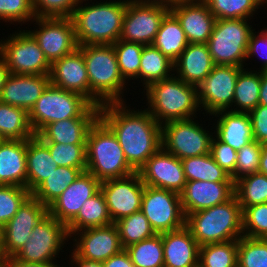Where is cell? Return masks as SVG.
<instances>
[{
  "label": "cell",
  "mask_w": 267,
  "mask_h": 267,
  "mask_svg": "<svg viewBox=\"0 0 267 267\" xmlns=\"http://www.w3.org/2000/svg\"><path fill=\"white\" fill-rule=\"evenodd\" d=\"M99 118L116 135L128 164L136 172L162 147L161 125L146 109L135 111L124 102L107 103L100 107Z\"/></svg>",
  "instance_id": "cell-1"
},
{
  "label": "cell",
  "mask_w": 267,
  "mask_h": 267,
  "mask_svg": "<svg viewBox=\"0 0 267 267\" xmlns=\"http://www.w3.org/2000/svg\"><path fill=\"white\" fill-rule=\"evenodd\" d=\"M78 5L71 16L78 46L112 45L119 40L127 0Z\"/></svg>",
  "instance_id": "cell-2"
},
{
  "label": "cell",
  "mask_w": 267,
  "mask_h": 267,
  "mask_svg": "<svg viewBox=\"0 0 267 267\" xmlns=\"http://www.w3.org/2000/svg\"><path fill=\"white\" fill-rule=\"evenodd\" d=\"M90 86V103L101 107L107 103L124 102L121 94L126 81L120 74L113 45H82Z\"/></svg>",
  "instance_id": "cell-3"
},
{
  "label": "cell",
  "mask_w": 267,
  "mask_h": 267,
  "mask_svg": "<svg viewBox=\"0 0 267 267\" xmlns=\"http://www.w3.org/2000/svg\"><path fill=\"white\" fill-rule=\"evenodd\" d=\"M86 171L100 182L136 172L128 164L116 135L100 118L86 137Z\"/></svg>",
  "instance_id": "cell-4"
},
{
  "label": "cell",
  "mask_w": 267,
  "mask_h": 267,
  "mask_svg": "<svg viewBox=\"0 0 267 267\" xmlns=\"http://www.w3.org/2000/svg\"><path fill=\"white\" fill-rule=\"evenodd\" d=\"M146 90V110L163 125L170 121L193 118L198 111L197 86L174 76L150 84Z\"/></svg>",
  "instance_id": "cell-5"
},
{
  "label": "cell",
  "mask_w": 267,
  "mask_h": 267,
  "mask_svg": "<svg viewBox=\"0 0 267 267\" xmlns=\"http://www.w3.org/2000/svg\"><path fill=\"white\" fill-rule=\"evenodd\" d=\"M185 226L199 246L238 240L243 236L242 208L234 195L225 203L188 214Z\"/></svg>",
  "instance_id": "cell-6"
},
{
  "label": "cell",
  "mask_w": 267,
  "mask_h": 267,
  "mask_svg": "<svg viewBox=\"0 0 267 267\" xmlns=\"http://www.w3.org/2000/svg\"><path fill=\"white\" fill-rule=\"evenodd\" d=\"M100 107L82 95L66 91L51 83L29 111V122L35 135L46 125L76 117H99Z\"/></svg>",
  "instance_id": "cell-7"
},
{
  "label": "cell",
  "mask_w": 267,
  "mask_h": 267,
  "mask_svg": "<svg viewBox=\"0 0 267 267\" xmlns=\"http://www.w3.org/2000/svg\"><path fill=\"white\" fill-rule=\"evenodd\" d=\"M248 21L249 19H216L206 43L215 65L244 68L248 43L254 32Z\"/></svg>",
  "instance_id": "cell-8"
},
{
  "label": "cell",
  "mask_w": 267,
  "mask_h": 267,
  "mask_svg": "<svg viewBox=\"0 0 267 267\" xmlns=\"http://www.w3.org/2000/svg\"><path fill=\"white\" fill-rule=\"evenodd\" d=\"M6 39L0 41V56L5 61L9 73L50 74L51 63L27 30L17 31Z\"/></svg>",
  "instance_id": "cell-9"
},
{
  "label": "cell",
  "mask_w": 267,
  "mask_h": 267,
  "mask_svg": "<svg viewBox=\"0 0 267 267\" xmlns=\"http://www.w3.org/2000/svg\"><path fill=\"white\" fill-rule=\"evenodd\" d=\"M70 238L66 225L47 214L38 222L23 247L13 256L21 262L53 263ZM56 257V258H55Z\"/></svg>",
  "instance_id": "cell-10"
},
{
  "label": "cell",
  "mask_w": 267,
  "mask_h": 267,
  "mask_svg": "<svg viewBox=\"0 0 267 267\" xmlns=\"http://www.w3.org/2000/svg\"><path fill=\"white\" fill-rule=\"evenodd\" d=\"M193 120H176L161 125L162 148L180 160L210 153L214 133L206 132Z\"/></svg>",
  "instance_id": "cell-11"
},
{
  "label": "cell",
  "mask_w": 267,
  "mask_h": 267,
  "mask_svg": "<svg viewBox=\"0 0 267 267\" xmlns=\"http://www.w3.org/2000/svg\"><path fill=\"white\" fill-rule=\"evenodd\" d=\"M141 211L156 234L175 231L185 226L180 194L145 185Z\"/></svg>",
  "instance_id": "cell-12"
},
{
  "label": "cell",
  "mask_w": 267,
  "mask_h": 267,
  "mask_svg": "<svg viewBox=\"0 0 267 267\" xmlns=\"http://www.w3.org/2000/svg\"><path fill=\"white\" fill-rule=\"evenodd\" d=\"M243 67L215 65L210 74L197 86V100L209 115L233 107L235 84ZM201 105V106H200Z\"/></svg>",
  "instance_id": "cell-13"
},
{
  "label": "cell",
  "mask_w": 267,
  "mask_h": 267,
  "mask_svg": "<svg viewBox=\"0 0 267 267\" xmlns=\"http://www.w3.org/2000/svg\"><path fill=\"white\" fill-rule=\"evenodd\" d=\"M34 20L39 30L27 31L35 38L51 64L78 48L71 17H36Z\"/></svg>",
  "instance_id": "cell-14"
},
{
  "label": "cell",
  "mask_w": 267,
  "mask_h": 267,
  "mask_svg": "<svg viewBox=\"0 0 267 267\" xmlns=\"http://www.w3.org/2000/svg\"><path fill=\"white\" fill-rule=\"evenodd\" d=\"M170 8L158 4H142L127 0L120 38L126 42L152 45L161 21Z\"/></svg>",
  "instance_id": "cell-15"
},
{
  "label": "cell",
  "mask_w": 267,
  "mask_h": 267,
  "mask_svg": "<svg viewBox=\"0 0 267 267\" xmlns=\"http://www.w3.org/2000/svg\"><path fill=\"white\" fill-rule=\"evenodd\" d=\"M144 186L138 172L101 182L100 190L113 223L141 210Z\"/></svg>",
  "instance_id": "cell-16"
},
{
  "label": "cell",
  "mask_w": 267,
  "mask_h": 267,
  "mask_svg": "<svg viewBox=\"0 0 267 267\" xmlns=\"http://www.w3.org/2000/svg\"><path fill=\"white\" fill-rule=\"evenodd\" d=\"M47 214L48 207L30 196L2 228V256L13 257L28 241L34 226Z\"/></svg>",
  "instance_id": "cell-17"
},
{
  "label": "cell",
  "mask_w": 267,
  "mask_h": 267,
  "mask_svg": "<svg viewBox=\"0 0 267 267\" xmlns=\"http://www.w3.org/2000/svg\"><path fill=\"white\" fill-rule=\"evenodd\" d=\"M138 173L145 185L179 194L187 182L181 160L162 147L145 162Z\"/></svg>",
  "instance_id": "cell-18"
},
{
  "label": "cell",
  "mask_w": 267,
  "mask_h": 267,
  "mask_svg": "<svg viewBox=\"0 0 267 267\" xmlns=\"http://www.w3.org/2000/svg\"><path fill=\"white\" fill-rule=\"evenodd\" d=\"M73 235L78 236L73 239L76 242L73 250L87 260L103 263L124 249L115 223L84 229Z\"/></svg>",
  "instance_id": "cell-19"
},
{
  "label": "cell",
  "mask_w": 267,
  "mask_h": 267,
  "mask_svg": "<svg viewBox=\"0 0 267 267\" xmlns=\"http://www.w3.org/2000/svg\"><path fill=\"white\" fill-rule=\"evenodd\" d=\"M101 182L84 171L49 206L48 214L67 225L79 212L83 203L100 190Z\"/></svg>",
  "instance_id": "cell-20"
},
{
  "label": "cell",
  "mask_w": 267,
  "mask_h": 267,
  "mask_svg": "<svg viewBox=\"0 0 267 267\" xmlns=\"http://www.w3.org/2000/svg\"><path fill=\"white\" fill-rule=\"evenodd\" d=\"M170 11L179 20L189 43H207L216 17L202 0H178Z\"/></svg>",
  "instance_id": "cell-21"
},
{
  "label": "cell",
  "mask_w": 267,
  "mask_h": 267,
  "mask_svg": "<svg viewBox=\"0 0 267 267\" xmlns=\"http://www.w3.org/2000/svg\"><path fill=\"white\" fill-rule=\"evenodd\" d=\"M234 196V182L187 181L180 193L185 217L227 202Z\"/></svg>",
  "instance_id": "cell-22"
},
{
  "label": "cell",
  "mask_w": 267,
  "mask_h": 267,
  "mask_svg": "<svg viewBox=\"0 0 267 267\" xmlns=\"http://www.w3.org/2000/svg\"><path fill=\"white\" fill-rule=\"evenodd\" d=\"M50 83L82 95L90 102V86L83 53L77 48L51 64Z\"/></svg>",
  "instance_id": "cell-23"
},
{
  "label": "cell",
  "mask_w": 267,
  "mask_h": 267,
  "mask_svg": "<svg viewBox=\"0 0 267 267\" xmlns=\"http://www.w3.org/2000/svg\"><path fill=\"white\" fill-rule=\"evenodd\" d=\"M49 83V74L10 73L1 89L0 102L22 108L29 113Z\"/></svg>",
  "instance_id": "cell-24"
},
{
  "label": "cell",
  "mask_w": 267,
  "mask_h": 267,
  "mask_svg": "<svg viewBox=\"0 0 267 267\" xmlns=\"http://www.w3.org/2000/svg\"><path fill=\"white\" fill-rule=\"evenodd\" d=\"M164 267H198L199 244L184 226L162 233Z\"/></svg>",
  "instance_id": "cell-25"
},
{
  "label": "cell",
  "mask_w": 267,
  "mask_h": 267,
  "mask_svg": "<svg viewBox=\"0 0 267 267\" xmlns=\"http://www.w3.org/2000/svg\"><path fill=\"white\" fill-rule=\"evenodd\" d=\"M27 140H0V185L27 188Z\"/></svg>",
  "instance_id": "cell-26"
},
{
  "label": "cell",
  "mask_w": 267,
  "mask_h": 267,
  "mask_svg": "<svg viewBox=\"0 0 267 267\" xmlns=\"http://www.w3.org/2000/svg\"><path fill=\"white\" fill-rule=\"evenodd\" d=\"M215 66L206 44L189 43L174 62L177 76L185 83L198 86Z\"/></svg>",
  "instance_id": "cell-27"
},
{
  "label": "cell",
  "mask_w": 267,
  "mask_h": 267,
  "mask_svg": "<svg viewBox=\"0 0 267 267\" xmlns=\"http://www.w3.org/2000/svg\"><path fill=\"white\" fill-rule=\"evenodd\" d=\"M213 116H220L216 127L214 126V136L234 150L238 151L254 140L249 113L224 110L214 113Z\"/></svg>",
  "instance_id": "cell-28"
},
{
  "label": "cell",
  "mask_w": 267,
  "mask_h": 267,
  "mask_svg": "<svg viewBox=\"0 0 267 267\" xmlns=\"http://www.w3.org/2000/svg\"><path fill=\"white\" fill-rule=\"evenodd\" d=\"M99 117H76L46 125L36 136L43 143L86 144L90 127Z\"/></svg>",
  "instance_id": "cell-29"
},
{
  "label": "cell",
  "mask_w": 267,
  "mask_h": 267,
  "mask_svg": "<svg viewBox=\"0 0 267 267\" xmlns=\"http://www.w3.org/2000/svg\"><path fill=\"white\" fill-rule=\"evenodd\" d=\"M27 189L32 193L58 167L48 147L35 135L27 139Z\"/></svg>",
  "instance_id": "cell-30"
},
{
  "label": "cell",
  "mask_w": 267,
  "mask_h": 267,
  "mask_svg": "<svg viewBox=\"0 0 267 267\" xmlns=\"http://www.w3.org/2000/svg\"><path fill=\"white\" fill-rule=\"evenodd\" d=\"M104 194L99 190L87 199L78 214L66 225L68 235L74 238L75 232L112 224Z\"/></svg>",
  "instance_id": "cell-31"
},
{
  "label": "cell",
  "mask_w": 267,
  "mask_h": 267,
  "mask_svg": "<svg viewBox=\"0 0 267 267\" xmlns=\"http://www.w3.org/2000/svg\"><path fill=\"white\" fill-rule=\"evenodd\" d=\"M188 44L179 20L169 11L161 21L152 45L175 62Z\"/></svg>",
  "instance_id": "cell-32"
},
{
  "label": "cell",
  "mask_w": 267,
  "mask_h": 267,
  "mask_svg": "<svg viewBox=\"0 0 267 267\" xmlns=\"http://www.w3.org/2000/svg\"><path fill=\"white\" fill-rule=\"evenodd\" d=\"M34 136L28 112L0 102V140H27Z\"/></svg>",
  "instance_id": "cell-33"
},
{
  "label": "cell",
  "mask_w": 267,
  "mask_h": 267,
  "mask_svg": "<svg viewBox=\"0 0 267 267\" xmlns=\"http://www.w3.org/2000/svg\"><path fill=\"white\" fill-rule=\"evenodd\" d=\"M174 62L165 56L153 45H144L141 54L139 73L136 79L143 80V86L147 88L150 84L167 79L174 74ZM171 74V75H170Z\"/></svg>",
  "instance_id": "cell-34"
},
{
  "label": "cell",
  "mask_w": 267,
  "mask_h": 267,
  "mask_svg": "<svg viewBox=\"0 0 267 267\" xmlns=\"http://www.w3.org/2000/svg\"><path fill=\"white\" fill-rule=\"evenodd\" d=\"M244 69L240 70L235 84L233 106L236 108L233 107L229 110L249 113L259 105L261 71L250 70L248 72L247 69Z\"/></svg>",
  "instance_id": "cell-35"
},
{
  "label": "cell",
  "mask_w": 267,
  "mask_h": 267,
  "mask_svg": "<svg viewBox=\"0 0 267 267\" xmlns=\"http://www.w3.org/2000/svg\"><path fill=\"white\" fill-rule=\"evenodd\" d=\"M83 171L72 167H57L32 193L31 196L49 206L73 183Z\"/></svg>",
  "instance_id": "cell-36"
},
{
  "label": "cell",
  "mask_w": 267,
  "mask_h": 267,
  "mask_svg": "<svg viewBox=\"0 0 267 267\" xmlns=\"http://www.w3.org/2000/svg\"><path fill=\"white\" fill-rule=\"evenodd\" d=\"M187 181L234 182L210 153L181 160Z\"/></svg>",
  "instance_id": "cell-37"
},
{
  "label": "cell",
  "mask_w": 267,
  "mask_h": 267,
  "mask_svg": "<svg viewBox=\"0 0 267 267\" xmlns=\"http://www.w3.org/2000/svg\"><path fill=\"white\" fill-rule=\"evenodd\" d=\"M234 195L242 208L267 203V175L256 172L234 182Z\"/></svg>",
  "instance_id": "cell-38"
},
{
  "label": "cell",
  "mask_w": 267,
  "mask_h": 267,
  "mask_svg": "<svg viewBox=\"0 0 267 267\" xmlns=\"http://www.w3.org/2000/svg\"><path fill=\"white\" fill-rule=\"evenodd\" d=\"M135 267H164L162 233L124 248Z\"/></svg>",
  "instance_id": "cell-39"
},
{
  "label": "cell",
  "mask_w": 267,
  "mask_h": 267,
  "mask_svg": "<svg viewBox=\"0 0 267 267\" xmlns=\"http://www.w3.org/2000/svg\"><path fill=\"white\" fill-rule=\"evenodd\" d=\"M238 240L199 247L198 267H237Z\"/></svg>",
  "instance_id": "cell-40"
},
{
  "label": "cell",
  "mask_w": 267,
  "mask_h": 267,
  "mask_svg": "<svg viewBox=\"0 0 267 267\" xmlns=\"http://www.w3.org/2000/svg\"><path fill=\"white\" fill-rule=\"evenodd\" d=\"M123 248L153 237L156 233L143 212L137 211L115 222Z\"/></svg>",
  "instance_id": "cell-41"
},
{
  "label": "cell",
  "mask_w": 267,
  "mask_h": 267,
  "mask_svg": "<svg viewBox=\"0 0 267 267\" xmlns=\"http://www.w3.org/2000/svg\"><path fill=\"white\" fill-rule=\"evenodd\" d=\"M216 19H249L262 0H202Z\"/></svg>",
  "instance_id": "cell-42"
},
{
  "label": "cell",
  "mask_w": 267,
  "mask_h": 267,
  "mask_svg": "<svg viewBox=\"0 0 267 267\" xmlns=\"http://www.w3.org/2000/svg\"><path fill=\"white\" fill-rule=\"evenodd\" d=\"M112 45L117 56L121 76L125 81L131 78L134 80L139 73L144 45L141 43L126 42L121 39Z\"/></svg>",
  "instance_id": "cell-43"
},
{
  "label": "cell",
  "mask_w": 267,
  "mask_h": 267,
  "mask_svg": "<svg viewBox=\"0 0 267 267\" xmlns=\"http://www.w3.org/2000/svg\"><path fill=\"white\" fill-rule=\"evenodd\" d=\"M237 267H267V239L240 237Z\"/></svg>",
  "instance_id": "cell-44"
},
{
  "label": "cell",
  "mask_w": 267,
  "mask_h": 267,
  "mask_svg": "<svg viewBox=\"0 0 267 267\" xmlns=\"http://www.w3.org/2000/svg\"><path fill=\"white\" fill-rule=\"evenodd\" d=\"M44 144L58 167H72L86 171V144Z\"/></svg>",
  "instance_id": "cell-45"
},
{
  "label": "cell",
  "mask_w": 267,
  "mask_h": 267,
  "mask_svg": "<svg viewBox=\"0 0 267 267\" xmlns=\"http://www.w3.org/2000/svg\"><path fill=\"white\" fill-rule=\"evenodd\" d=\"M30 196L25 187L0 185V225L4 226Z\"/></svg>",
  "instance_id": "cell-46"
},
{
  "label": "cell",
  "mask_w": 267,
  "mask_h": 267,
  "mask_svg": "<svg viewBox=\"0 0 267 267\" xmlns=\"http://www.w3.org/2000/svg\"><path fill=\"white\" fill-rule=\"evenodd\" d=\"M243 235L267 239V203L255 204L242 210Z\"/></svg>",
  "instance_id": "cell-47"
},
{
  "label": "cell",
  "mask_w": 267,
  "mask_h": 267,
  "mask_svg": "<svg viewBox=\"0 0 267 267\" xmlns=\"http://www.w3.org/2000/svg\"><path fill=\"white\" fill-rule=\"evenodd\" d=\"M261 153L262 144L255 140L237 151L236 180L243 176L258 172Z\"/></svg>",
  "instance_id": "cell-48"
},
{
  "label": "cell",
  "mask_w": 267,
  "mask_h": 267,
  "mask_svg": "<svg viewBox=\"0 0 267 267\" xmlns=\"http://www.w3.org/2000/svg\"><path fill=\"white\" fill-rule=\"evenodd\" d=\"M35 18L33 0H0V20L12 24L34 21Z\"/></svg>",
  "instance_id": "cell-49"
},
{
  "label": "cell",
  "mask_w": 267,
  "mask_h": 267,
  "mask_svg": "<svg viewBox=\"0 0 267 267\" xmlns=\"http://www.w3.org/2000/svg\"><path fill=\"white\" fill-rule=\"evenodd\" d=\"M79 0H33L36 17H71Z\"/></svg>",
  "instance_id": "cell-50"
},
{
  "label": "cell",
  "mask_w": 267,
  "mask_h": 267,
  "mask_svg": "<svg viewBox=\"0 0 267 267\" xmlns=\"http://www.w3.org/2000/svg\"><path fill=\"white\" fill-rule=\"evenodd\" d=\"M210 155L215 162L223 168L227 174L236 181L237 151L228 144L221 142L216 136L212 137L210 144Z\"/></svg>",
  "instance_id": "cell-51"
},
{
  "label": "cell",
  "mask_w": 267,
  "mask_h": 267,
  "mask_svg": "<svg viewBox=\"0 0 267 267\" xmlns=\"http://www.w3.org/2000/svg\"><path fill=\"white\" fill-rule=\"evenodd\" d=\"M249 115L254 140L260 144L267 143V106L258 105Z\"/></svg>",
  "instance_id": "cell-52"
},
{
  "label": "cell",
  "mask_w": 267,
  "mask_h": 267,
  "mask_svg": "<svg viewBox=\"0 0 267 267\" xmlns=\"http://www.w3.org/2000/svg\"><path fill=\"white\" fill-rule=\"evenodd\" d=\"M260 34V35H259ZM255 34L254 32L250 36L248 43L246 60L252 56H260L263 60L260 71H267V28Z\"/></svg>",
  "instance_id": "cell-53"
},
{
  "label": "cell",
  "mask_w": 267,
  "mask_h": 267,
  "mask_svg": "<svg viewBox=\"0 0 267 267\" xmlns=\"http://www.w3.org/2000/svg\"><path fill=\"white\" fill-rule=\"evenodd\" d=\"M102 265L103 267H135L125 249L120 253L111 256L104 261Z\"/></svg>",
  "instance_id": "cell-54"
},
{
  "label": "cell",
  "mask_w": 267,
  "mask_h": 267,
  "mask_svg": "<svg viewBox=\"0 0 267 267\" xmlns=\"http://www.w3.org/2000/svg\"><path fill=\"white\" fill-rule=\"evenodd\" d=\"M0 267H60L53 263H27L21 262L14 257H3Z\"/></svg>",
  "instance_id": "cell-55"
},
{
  "label": "cell",
  "mask_w": 267,
  "mask_h": 267,
  "mask_svg": "<svg viewBox=\"0 0 267 267\" xmlns=\"http://www.w3.org/2000/svg\"><path fill=\"white\" fill-rule=\"evenodd\" d=\"M73 252H71V263H74L75 265H77L78 267H103L102 262H96L93 260H87L84 259L82 257H80L74 250H72ZM75 266V267H77Z\"/></svg>",
  "instance_id": "cell-56"
},
{
  "label": "cell",
  "mask_w": 267,
  "mask_h": 267,
  "mask_svg": "<svg viewBox=\"0 0 267 267\" xmlns=\"http://www.w3.org/2000/svg\"><path fill=\"white\" fill-rule=\"evenodd\" d=\"M259 105L267 106V71H261Z\"/></svg>",
  "instance_id": "cell-57"
},
{
  "label": "cell",
  "mask_w": 267,
  "mask_h": 267,
  "mask_svg": "<svg viewBox=\"0 0 267 267\" xmlns=\"http://www.w3.org/2000/svg\"><path fill=\"white\" fill-rule=\"evenodd\" d=\"M258 172L267 175V143L262 144V153Z\"/></svg>",
  "instance_id": "cell-58"
},
{
  "label": "cell",
  "mask_w": 267,
  "mask_h": 267,
  "mask_svg": "<svg viewBox=\"0 0 267 267\" xmlns=\"http://www.w3.org/2000/svg\"><path fill=\"white\" fill-rule=\"evenodd\" d=\"M128 1L142 3V4H158V5H164L170 8L178 0H128Z\"/></svg>",
  "instance_id": "cell-59"
},
{
  "label": "cell",
  "mask_w": 267,
  "mask_h": 267,
  "mask_svg": "<svg viewBox=\"0 0 267 267\" xmlns=\"http://www.w3.org/2000/svg\"><path fill=\"white\" fill-rule=\"evenodd\" d=\"M9 74L10 73L7 69L6 63L2 59V57L0 56V92H1V89L3 88L5 81H6Z\"/></svg>",
  "instance_id": "cell-60"
},
{
  "label": "cell",
  "mask_w": 267,
  "mask_h": 267,
  "mask_svg": "<svg viewBox=\"0 0 267 267\" xmlns=\"http://www.w3.org/2000/svg\"><path fill=\"white\" fill-rule=\"evenodd\" d=\"M3 226L0 225V246H1V243H2V231H3Z\"/></svg>",
  "instance_id": "cell-61"
},
{
  "label": "cell",
  "mask_w": 267,
  "mask_h": 267,
  "mask_svg": "<svg viewBox=\"0 0 267 267\" xmlns=\"http://www.w3.org/2000/svg\"><path fill=\"white\" fill-rule=\"evenodd\" d=\"M2 258H3V256H2V254H1V246H0V266H1Z\"/></svg>",
  "instance_id": "cell-62"
},
{
  "label": "cell",
  "mask_w": 267,
  "mask_h": 267,
  "mask_svg": "<svg viewBox=\"0 0 267 267\" xmlns=\"http://www.w3.org/2000/svg\"><path fill=\"white\" fill-rule=\"evenodd\" d=\"M266 3H267V0H262V5L261 6L263 7V5L266 4Z\"/></svg>",
  "instance_id": "cell-63"
}]
</instances>
